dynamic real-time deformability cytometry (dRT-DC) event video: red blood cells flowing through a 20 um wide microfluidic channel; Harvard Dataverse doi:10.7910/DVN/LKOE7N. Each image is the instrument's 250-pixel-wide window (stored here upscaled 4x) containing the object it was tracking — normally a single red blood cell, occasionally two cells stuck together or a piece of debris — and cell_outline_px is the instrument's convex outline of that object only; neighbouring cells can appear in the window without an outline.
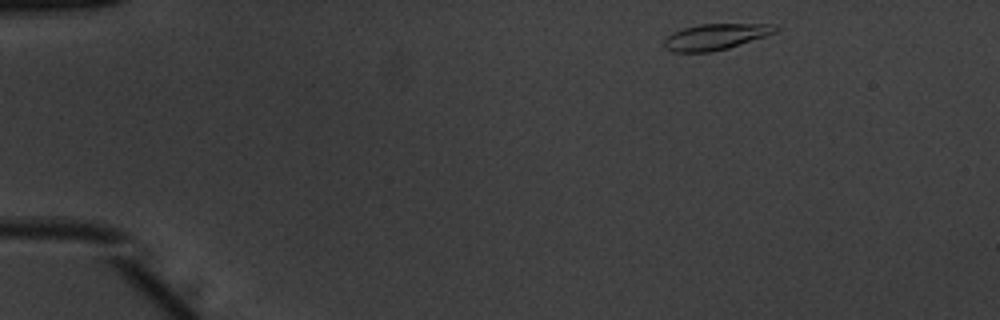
{"species": "common noctule bat (a hibernating species)", "species_latin": "Nyctalus noctula", "temperature_condition": "warm", "stored_images_in_passage": 46, "camera_frame_rate_fps": 3000, "um_per_image_px": 0.085, "animal": {"sex": "male", "body_mass_g": 20.1, "forearm_length_mm": 53.5}, "frame": {"image": 1, "passage_image": 1, "time_ms": 0.0, "image_size_px": [1000, 320], "cell_outline_px": [[776, 32], [728, 48], [712, 52], [672, 52], [664, 48], [664, 40], [672, 32], [684, 28], [700, 24], [772, 24], [776, 28]], "centroid_in_image_um": [60.75, 3.13], "position_along_channel_um": 24.2, "area_um2": 16.65}}
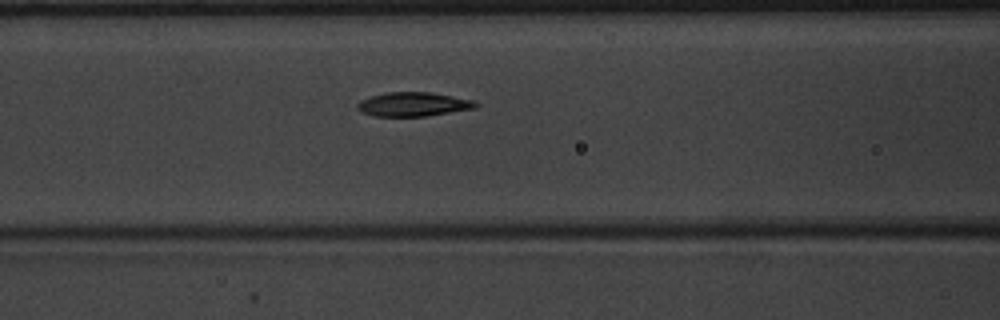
{"frame": {"image": 2, "passage_image": 16, "time_ms": 5.0, "image_size_px": [1000, 320], "cell_outline_px": [[480, 104], [476, 108], [424, 116], [376, 116], [364, 112], [356, 108], [356, 104], [360, 100], [384, 92], [428, 92], [452, 96], [472, 100]], "centroid_in_image_um": [35.12, 8.86], "position_along_channel_um": 131.5, "area_um2": 16.42}}
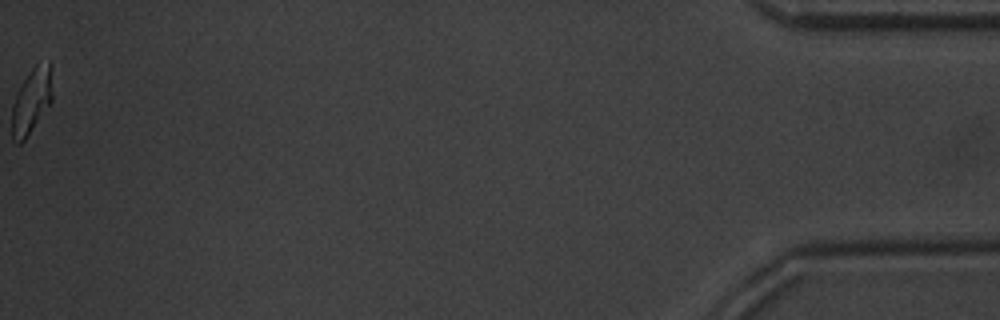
{"frame": {"image": 3, "passage_image": 46, "time_ms": 15.0, "image_size_px": [1000, 320], "cell_outline_px": [[52, 100], [24, 140], [20, 144], [16, 144], [12, 140], [12, 104], [28, 72], [36, 64], [52, 64]], "centroid_in_image_um": [2.68, 8.58], "position_along_channel_um": 432.5, "area_um2": 15.14}, "authors_computed_cell_mechanics": {"area_um2": 16.6464, "velocity_mm_per_s": 3.9238, "shape_relaxation_time_tau1_ms": 3.5155, "shape_relaxation_time_tau2_ms": 1.5627, "deformation_change_tau1": 0.1841, "deformation_change_tau2": 0.0692}}